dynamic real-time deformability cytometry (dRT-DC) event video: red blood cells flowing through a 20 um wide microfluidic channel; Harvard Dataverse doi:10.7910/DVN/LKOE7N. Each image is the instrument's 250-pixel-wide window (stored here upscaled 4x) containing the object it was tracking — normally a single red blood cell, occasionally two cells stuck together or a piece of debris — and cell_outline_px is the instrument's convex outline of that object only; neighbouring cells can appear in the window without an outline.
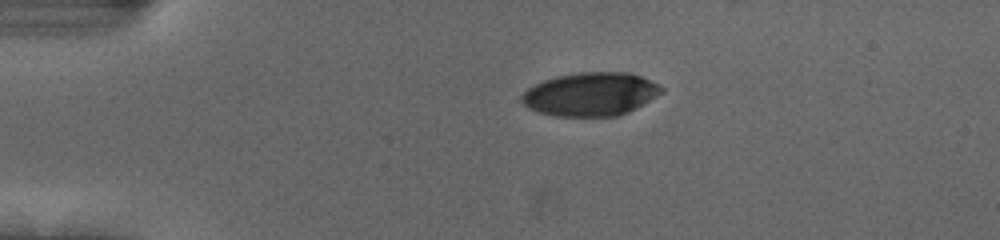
{"species": "human", "species_latin": "Homo sapiens", "temperature_condition": "cold", "stored_images_in_passage": 44, "camera_frame_rate_fps": 3000, "um_per_image_px": 0.085, "donor": {"sex": "female"}, "frame": {"image": 1, "passage_image": 1, "time_ms": 0.0, "image_size_px": [1000, 240], "cell_outline_px": [[664, 92], [636, 108], [620, 116], [556, 116], [540, 112], [528, 108], [520, 100], [520, 96], [528, 88], [544, 80], [556, 76], [580, 72], [628, 72], [640, 76], [660, 84], [664, 88]], "centroid_in_image_um": [50.23, 8.0], "position_along_channel_um": 34.8, "area_um2": 35.49}}
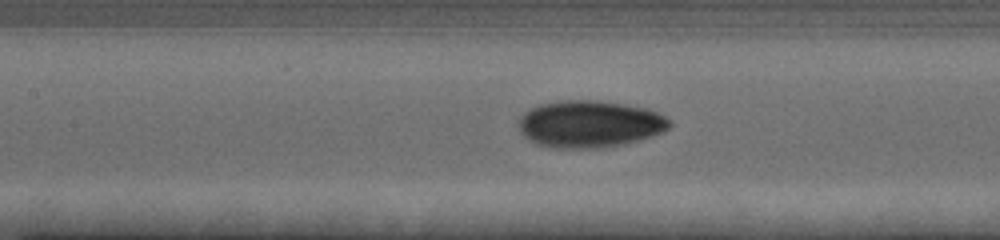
{"frame": {"image": 2, "passage_image": 15, "time_ms": 4.667, "image_size_px": [1000, 240], "cell_outline_px": [[672, 124], [664, 132], [640, 140], [620, 144], [596, 148], [556, 148], [536, 144], [528, 140], [520, 132], [520, 116], [524, 112], [540, 104], [564, 100], [596, 100], [624, 104], [648, 108], [672, 120]], "centroid_in_image_um": [50.14, 10.54], "position_along_channel_um": 157.3, "area_um2": 41.38}}
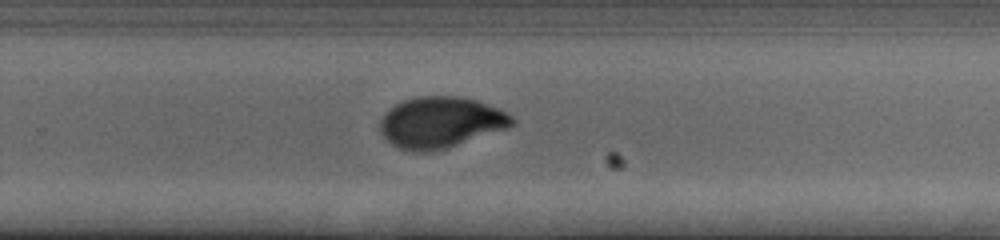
{"frame": {"image": 3, "passage_image": 26, "time_ms": 8.333, "image_size_px": [1000, 240], "cell_outline_px": [[516, 124], [508, 128], [444, 148], [428, 152], [412, 152], [400, 148], [392, 144], [380, 132], [380, 120], [396, 104], [404, 100], [416, 96], [460, 96], [476, 100], [500, 108], [508, 112], [516, 120]], "centroid_in_image_um": [37.5, 10.39], "position_along_channel_um": 292.3, "area_um2": 39.13}, "authors_computed_cell_mechanics": {"area_um2": 38.437, "velocity_mm_per_s": 3.6989, "shape_relaxation_time_tau1_ms": 4.3557, "shape_relaxation_time_tau2_ms": 1.3306, "deformation_change_tau1": 0.1711, "deformation_change_tau2": 0.0461}}